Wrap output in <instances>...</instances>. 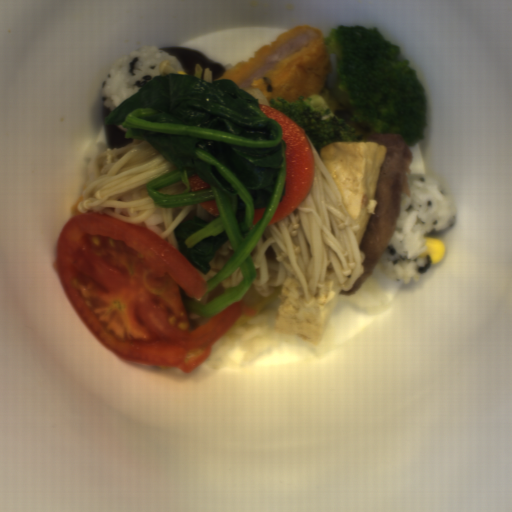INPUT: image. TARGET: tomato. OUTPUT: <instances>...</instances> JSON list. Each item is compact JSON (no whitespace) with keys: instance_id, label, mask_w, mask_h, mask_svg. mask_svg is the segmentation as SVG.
Returning a JSON list of instances; mask_svg holds the SVG:
<instances>
[{"instance_id":"obj_1","label":"tomato","mask_w":512,"mask_h":512,"mask_svg":"<svg viewBox=\"0 0 512 512\" xmlns=\"http://www.w3.org/2000/svg\"><path fill=\"white\" fill-rule=\"evenodd\" d=\"M54 262L78 318L106 350L128 362L190 374L242 314L258 313L234 301L191 330L181 288L188 298H202L205 274L145 220L73 216L57 237Z\"/></svg>"}]
</instances>
